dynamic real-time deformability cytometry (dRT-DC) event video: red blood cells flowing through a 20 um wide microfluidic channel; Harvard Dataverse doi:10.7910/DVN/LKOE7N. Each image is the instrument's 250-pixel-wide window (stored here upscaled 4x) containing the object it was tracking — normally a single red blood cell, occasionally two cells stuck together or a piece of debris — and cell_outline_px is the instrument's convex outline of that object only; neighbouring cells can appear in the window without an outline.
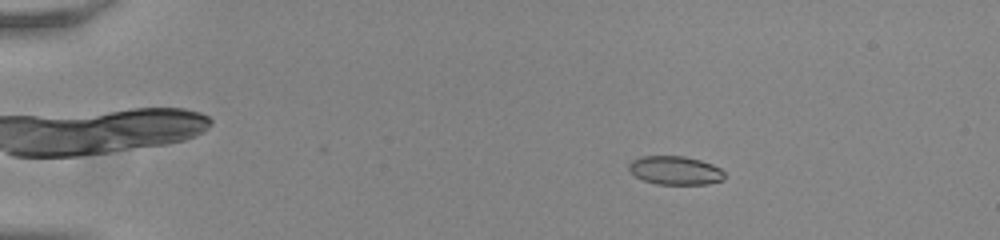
{"species": "common noctule bat (a hibernating species)", "species_latin": "Nyctalus noctula", "temperature_condition": "room temperature", "stored_images_in_passage": 49, "camera_frame_rate_fps": 3000, "um_per_image_px": 0.085, "animal": {"sex": "male", "body_mass_g": 20.0, "forearm_length_mm": 53.3}, "frame": {"image": 1, "passage_image": 4, "time_ms": 1.0, "image_size_px": [1000, 240], "cell_outline_px": [[724, 180], [708, 184], [656, 184], [644, 180], [628, 172], [628, 164], [632, 160], [640, 156], [684, 156], [700, 160], [712, 164], [720, 168], [724, 172]], "centroid_in_image_um": [57.37, 14.48], "position_along_channel_um": 27.6, "area_um2": 16.07}}
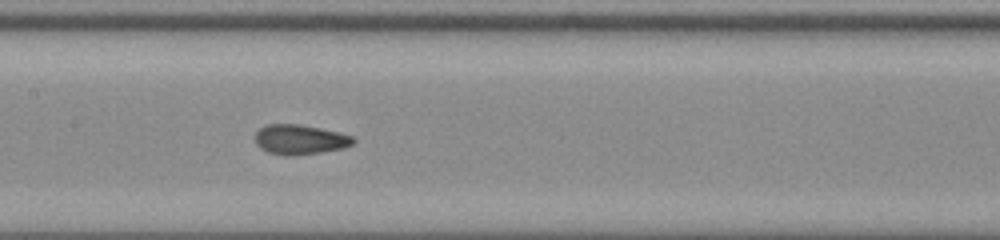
{"frame": {"image": 2, "passage_image": 23, "time_ms": 7.333, "image_size_px": [1000, 240], "cell_outline_px": [[356, 140], [352, 144], [344, 148], [320, 152], [268, 152], [260, 148], [256, 144], [256, 132], [260, 128], [268, 124], [300, 124], [320, 128], [352, 136]], "centroid_in_image_um": [25.51, 11.8], "position_along_channel_um": 181.9, "area_um2": 16.13}}
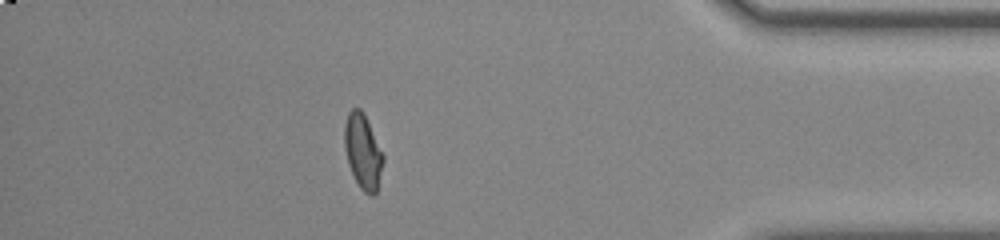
{"frame": {"image": 3, "passage_image": 43, "time_ms": 14.0, "image_size_px": [1000, 240], "cell_outline_px": [[384, 160], [376, 192], [372, 196], [364, 192], [360, 188], [348, 164], [344, 148], [344, 124], [348, 112], [352, 108], [360, 108], [364, 112], [384, 156]], "centroid_in_image_um": [30.83, 12.85], "position_along_channel_um": 404.4, "area_um2": 16.88}, "authors_computed_cell_mechanics": {"area_um2": 16.6464, "velocity_mm_per_s": 3.8402, "shape_relaxation_time_tau1_ms": 5.8297, "shape_relaxation_time_tau2_ms": 0.9387, "deformation_change_tau1": 0.1936, "deformation_change_tau2": 0.0528}}